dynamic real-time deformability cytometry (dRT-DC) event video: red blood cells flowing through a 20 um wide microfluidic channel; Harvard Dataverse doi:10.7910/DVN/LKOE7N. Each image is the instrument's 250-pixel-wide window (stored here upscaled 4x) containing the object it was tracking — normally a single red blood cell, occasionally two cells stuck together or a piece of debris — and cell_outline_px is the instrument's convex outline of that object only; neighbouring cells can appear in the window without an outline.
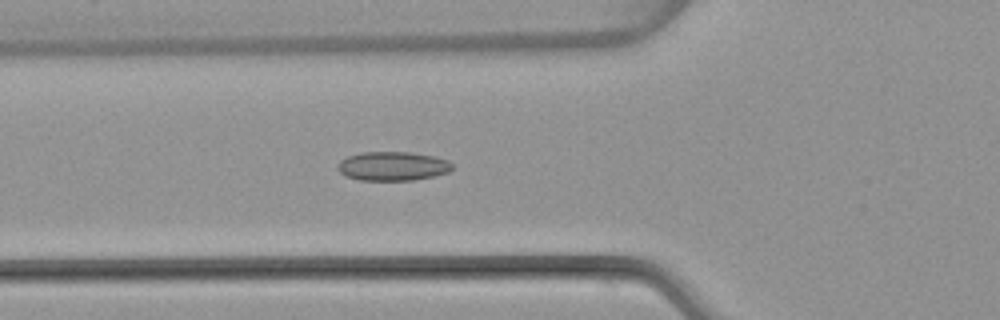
{"species": "common noctule bat (a hibernating species)", "species_latin": "Nyctalus noctula", "temperature_condition": "warm", "stored_images_in_passage": 49, "camera_frame_rate_fps": 3000, "um_per_image_px": 0.085, "animal": {"sex": "female", "body_mass_g": 22.7, "forearm_length_mm": 54.2}, "frame": {"image": 1, "passage_image": 17, "time_ms": 5.333, "image_size_px": [1000, 320], "cell_outline_px": [[452, 168], [448, 172], [432, 176], [412, 180], [360, 180], [344, 176], [336, 168], [336, 164], [340, 160], [348, 156], [360, 152], [412, 152], [436, 156], [448, 160], [452, 164]], "centroid_in_image_um": [33.34, 14.11], "position_along_channel_um": 92.5, "area_um2": 19.54}}
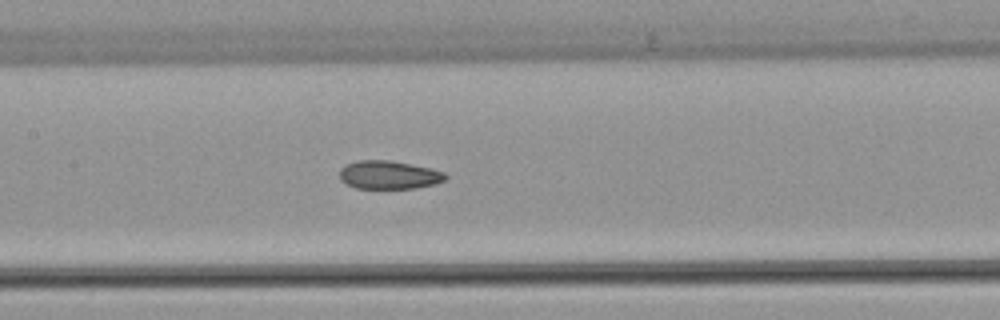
{"frame": {"image": 2, "passage_image": 23, "time_ms": 7.333, "image_size_px": [1000, 320], "cell_outline_px": [[448, 176], [444, 180], [436, 184], [412, 188], [356, 188], [340, 180], [340, 168], [344, 164], [356, 160], [388, 160], [432, 168], [444, 172]], "centroid_in_image_um": [33.04, 14.85], "position_along_channel_um": 174.4, "area_um2": 17.51}}
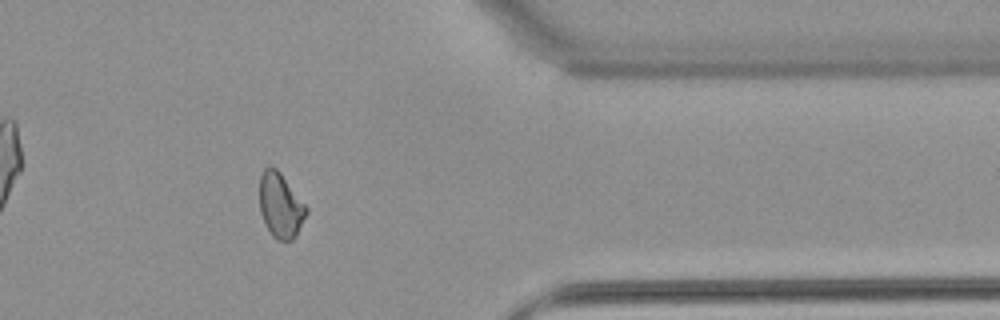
{"frame": {"image": 3, "passage_image": 40, "time_ms": 13.0, "image_size_px": [1000, 320], "cell_outline_px": [[308, 212], [296, 236], [292, 240], [276, 240], [272, 236], [264, 224], [260, 212], [260, 176], [264, 168], [268, 164], [276, 168], [280, 172], [308, 208]], "centroid_in_image_um": [23.83, 17.46], "position_along_channel_um": 387.6, "area_um2": 17.8}, "authors_computed_cell_mechanics": {"area_um2": 18.496, "velocity_mm_per_s": 4.0672, "shape_relaxation_time_tau1_ms": null, "shape_relaxation_time_tau2_ms": 2.5606, "deformation_change_tau1": null, "deformation_change_tau2": 0.0764}}